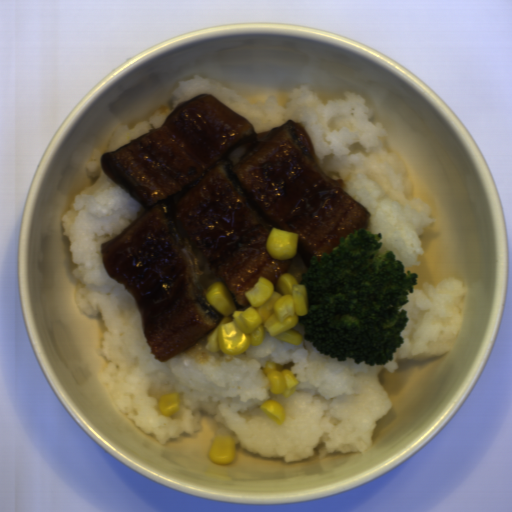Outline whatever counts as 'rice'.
<instances>
[{
  "mask_svg": "<svg viewBox=\"0 0 512 512\" xmlns=\"http://www.w3.org/2000/svg\"><path fill=\"white\" fill-rule=\"evenodd\" d=\"M94 152L88 176L97 178L62 215V234L71 242L77 307L102 316L106 332L99 353L107 360L103 380L123 414L159 444L201 429L204 413L220 425L217 436L234 446L295 463L329 453H364L374 428L392 405L379 375L397 370L398 361H425L450 353L462 324L469 291L458 278L434 287L427 281L403 307L408 323L403 344L384 365L356 364L321 354L304 337L300 320L292 329L302 339L293 345L266 332L260 345L238 355L207 351V337L160 361L147 344L143 316L124 285L109 277L101 246L118 237L139 215L141 204L113 182ZM272 360L291 371L299 385L293 395L269 391L263 368ZM179 393L180 410L164 417L161 397ZM267 399L278 401L286 419L277 426L260 411Z\"/></svg>",
  "mask_w": 512,
  "mask_h": 512,
  "instance_id": "1",
  "label": "rice"
},
{
  "mask_svg": "<svg viewBox=\"0 0 512 512\" xmlns=\"http://www.w3.org/2000/svg\"><path fill=\"white\" fill-rule=\"evenodd\" d=\"M212 95L254 129L263 133L294 121L304 126L317 162L328 178L343 179L345 191L369 215L364 230L383 237L382 254L391 250L404 270L415 267L423 255L420 236L434 214L418 198L403 159L384 150L389 136L383 123L373 122L363 94L347 92L325 104L306 88L293 90L288 102L269 96L264 102L246 103L233 89L203 76L183 80L174 90L173 104L159 109L135 127L121 126L113 133L108 152L118 150L163 125L177 105Z\"/></svg>",
  "mask_w": 512,
  "mask_h": 512,
  "instance_id": "2",
  "label": "rice"
},
{
  "mask_svg": "<svg viewBox=\"0 0 512 512\" xmlns=\"http://www.w3.org/2000/svg\"><path fill=\"white\" fill-rule=\"evenodd\" d=\"M307 266L300 258H295L288 265L285 274H290L294 280L301 285L302 276L308 272Z\"/></svg>",
  "mask_w": 512,
  "mask_h": 512,
  "instance_id": "3",
  "label": "rice"
}]
</instances>
